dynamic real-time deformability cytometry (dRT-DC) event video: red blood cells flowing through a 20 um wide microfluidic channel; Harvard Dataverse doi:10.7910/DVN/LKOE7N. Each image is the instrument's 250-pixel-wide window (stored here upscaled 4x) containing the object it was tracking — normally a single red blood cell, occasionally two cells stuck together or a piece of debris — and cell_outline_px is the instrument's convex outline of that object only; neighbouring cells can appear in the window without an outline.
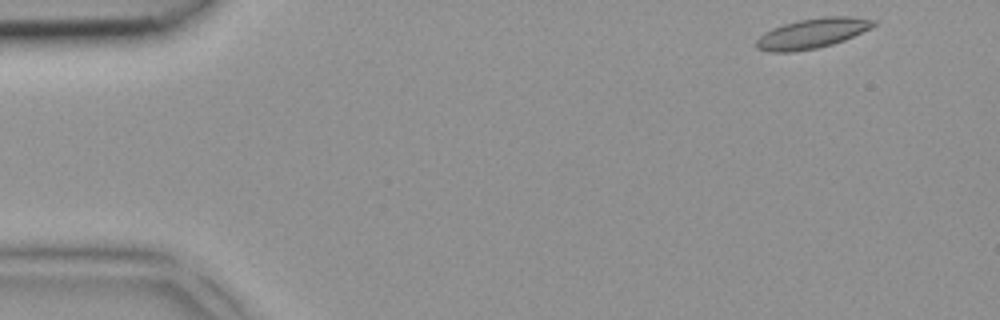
{"species": "common noctule bat (a hibernating species)", "species_latin": "Nyctalus noctula", "temperature_condition": "room temperature", "stored_images_in_passage": 5, "camera_frame_rate_fps": 3000, "um_per_image_px": 0.085, "animal": {"sex": "female", "body_mass_g": 18.4}, "frame": {"image": 1, "passage_image": 1, "time_ms": 0.0, "image_size_px": [1000, 320], "cell_outline_px": [[876, 24], [872, 28], [844, 40], [832, 44], [816, 48], [792, 52], [768, 52], [756, 48], [756, 40], [764, 32], [772, 28], [784, 24], [800, 20], [824, 16], [852, 16], [876, 20]], "centroid_in_image_um": [69.05, 2.83], "position_along_channel_um": 16.0, "area_um2": 20.52}}
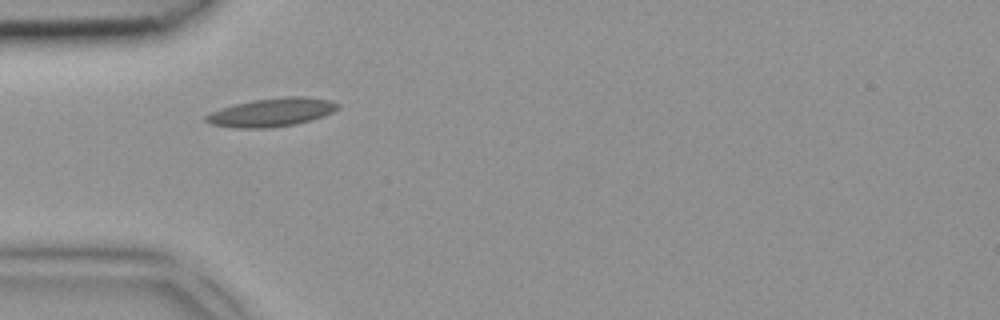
{"frame": {"image": 2, "passage_image": 4, "time_ms": 1.0, "image_size_px": [1000, 320], "cell_outline_px": [[340, 108], [332, 112], [312, 120], [296, 124], [268, 128], [236, 128], [212, 124], [204, 120], [204, 116], [220, 108], [252, 100], [284, 96], [304, 96], [332, 100], [340, 104]], "centroid_in_image_um": [23.13, 9.54], "position_along_channel_um": 61.9, "area_um2": 21.96}}